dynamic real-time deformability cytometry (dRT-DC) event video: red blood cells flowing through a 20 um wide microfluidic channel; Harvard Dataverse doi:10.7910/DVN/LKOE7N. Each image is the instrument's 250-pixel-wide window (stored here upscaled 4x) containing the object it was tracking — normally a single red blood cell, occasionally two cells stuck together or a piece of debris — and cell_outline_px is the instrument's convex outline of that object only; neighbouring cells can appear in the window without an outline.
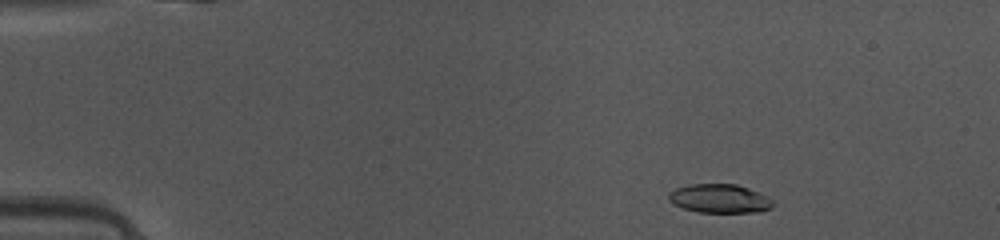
{"species": "common noctule bat (a hibernating species)", "species_latin": "Nyctalus noctula", "temperature_condition": "warm", "stored_images_in_passage": 45, "camera_frame_rate_fps": 3000, "um_per_image_px": 0.085, "animal": {"sex": "female", "body_mass_g": 10.0, "forearm_length_mm": 53.1}, "frame": {"image": 1, "passage_image": 4, "time_ms": 1.0, "image_size_px": [1000, 240], "cell_outline_px": [[776, 204], [772, 208], [760, 212], [700, 212], [684, 208], [672, 204], [668, 200], [668, 192], [676, 188], [688, 184], [736, 184], [748, 188], [768, 196]], "centroid_in_image_um": [61.18, 16.88], "position_along_channel_um": 23.8, "area_um2": 17.69}}
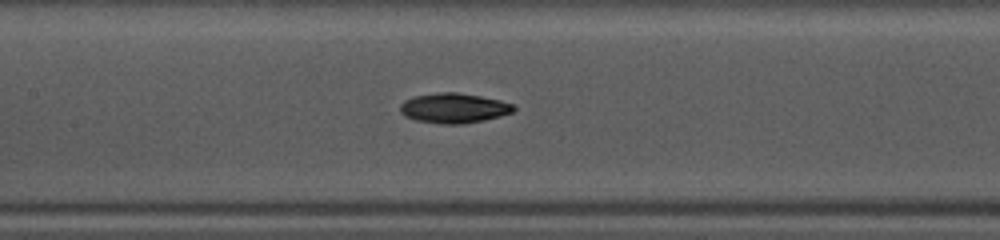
{"frame": {"image": 2, "passage_image": 20, "time_ms": 6.333, "image_size_px": [1000, 240], "cell_outline_px": [[516, 108], [512, 112], [500, 116], [484, 120], [460, 124], [444, 124], [416, 120], [400, 112], [400, 104], [404, 100], [412, 96], [440, 92], [456, 92], [480, 96], [500, 100], [512, 104]], "centroid_in_image_um": [38.57, 9.18], "position_along_channel_um": 168.8, "area_um2": 19.65}}
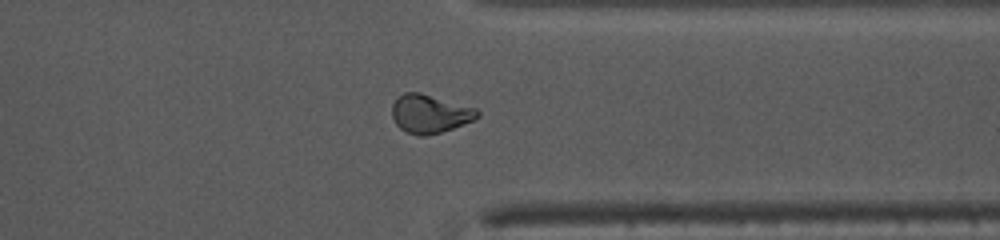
{"frame": {"image": 3, "passage_image": 35, "time_ms": 11.333, "image_size_px": [1000, 240], "cell_outline_px": [[480, 116], [472, 120], [452, 128], [440, 132], [424, 136], [420, 136], [404, 132], [396, 124], [392, 116], [392, 104], [396, 96], [404, 92], [420, 92], [476, 108], [480, 112]], "centroid_in_image_um": [36.49, 9.66], "position_along_channel_um": 374.9, "area_um2": 19.19}, "authors_computed_cell_mechanics": {"area_um2": 18.9584, "velocity_mm_per_s": 4.1508, "shape_relaxation_time_tau1_ms": 4.184, "shape_relaxation_time_tau2_ms": 6.3938, "deformation_change_tau1": 0.1482, "deformation_change_tau2": 0.1143}}